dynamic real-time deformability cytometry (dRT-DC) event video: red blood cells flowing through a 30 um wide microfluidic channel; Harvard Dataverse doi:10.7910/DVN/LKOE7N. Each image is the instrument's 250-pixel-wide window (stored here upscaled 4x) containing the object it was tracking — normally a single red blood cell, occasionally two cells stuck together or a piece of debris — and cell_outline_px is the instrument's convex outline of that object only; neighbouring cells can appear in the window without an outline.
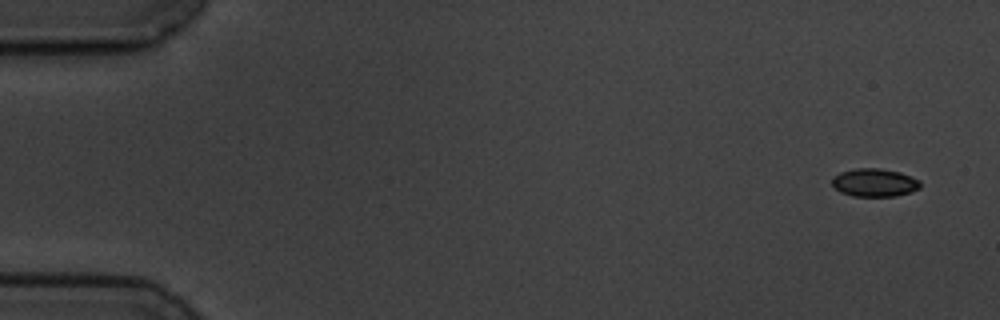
{"species": "common noctule bat (a hibernating species)", "species_latin": "Nyctalus noctula", "temperature_condition": "cold", "stored_images_in_passage": 5, "camera_frame_rate_fps": 3000, "um_per_image_px": 0.085, "animal": {"sex": "male", "body_mass_g": 19.5, "forearm_length_mm": 54.6}, "frame": {"image": 1, "passage_image": 1, "time_ms": 0.0, "image_size_px": [1000, 320], "cell_outline_px": [[920, 188], [912, 192], [896, 196], [852, 196], [840, 192], [832, 184], [832, 176], [840, 172], [856, 168], [880, 168], [900, 172], [920, 180]], "centroid_in_image_um": [74.33, 15.52], "position_along_channel_um": 10.7, "area_um2": 14.57}}